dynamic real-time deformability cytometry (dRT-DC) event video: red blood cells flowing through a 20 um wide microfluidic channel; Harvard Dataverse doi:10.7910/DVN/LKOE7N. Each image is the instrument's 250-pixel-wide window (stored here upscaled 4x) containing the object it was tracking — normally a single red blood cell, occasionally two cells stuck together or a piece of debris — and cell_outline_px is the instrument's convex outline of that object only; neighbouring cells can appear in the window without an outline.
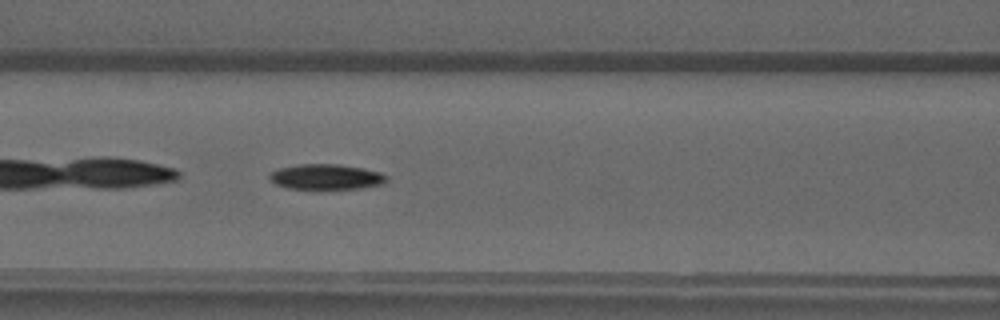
{"species": "common noctule bat (a hibernating species)", "species_latin": "Nyctalus noctula", "temperature_condition": "warm", "stored_images_in_passage": 34, "camera_frame_rate_fps": 3000, "um_per_image_px": 0.085, "animal": {"sex": "male", "forearm_length_mm": 52.5}, "frame": {"image": 1, "passage_image": 6, "time_ms": 1.667, "image_size_px": [1000, 320], "cell_outline_px": [[388, 180], [384, 184], [364, 188], [288, 188], [276, 184], [268, 176], [272, 172], [280, 168], [300, 164], [336, 164], [364, 168], [380, 172], [388, 176]], "centroid_in_image_um": [27.79, 15.02], "position_along_channel_um": 138.8, "area_um2": 17.11}}
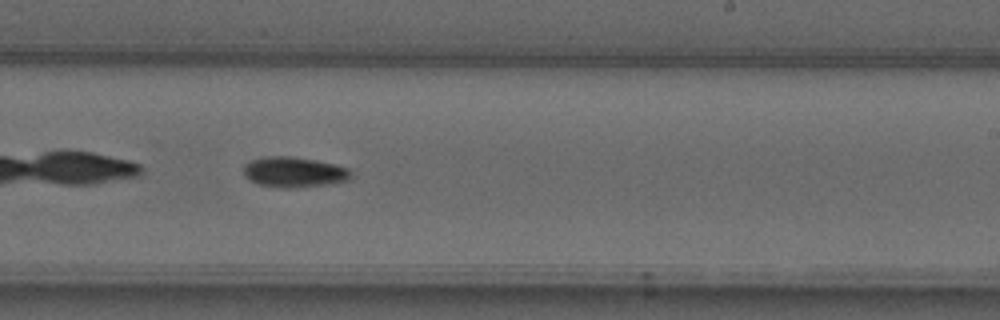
{"frame": {"image": 2, "passage_image": 15, "time_ms": 4.667, "image_size_px": [1000, 320], "cell_outline_px": [[352, 180], [324, 184], [288, 188], [284, 188], [260, 184], [244, 176], [244, 164], [252, 160], [264, 156], [292, 156], [316, 160], [336, 164], [348, 168], [352, 172]], "centroid_in_image_um": [25.03, 14.61], "position_along_channel_um": 264.0, "area_um2": 18.96}}
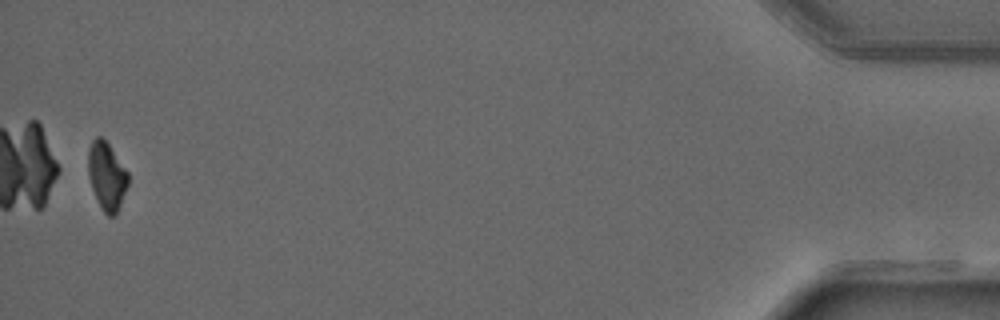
{"frame": {"image": 3, "passage_image": 33, "time_ms": 10.667, "image_size_px": [1000, 320], "cell_outline_px": [[128, 184], [120, 204], [116, 212], [112, 216], [108, 216], [100, 208], [92, 188], [88, 176], [88, 152], [92, 140], [96, 136], [100, 136], [108, 144], [128, 172]], "centroid_in_image_um": [9.05, 14.96], "position_along_channel_um": 426.1, "area_um2": 15.55}}